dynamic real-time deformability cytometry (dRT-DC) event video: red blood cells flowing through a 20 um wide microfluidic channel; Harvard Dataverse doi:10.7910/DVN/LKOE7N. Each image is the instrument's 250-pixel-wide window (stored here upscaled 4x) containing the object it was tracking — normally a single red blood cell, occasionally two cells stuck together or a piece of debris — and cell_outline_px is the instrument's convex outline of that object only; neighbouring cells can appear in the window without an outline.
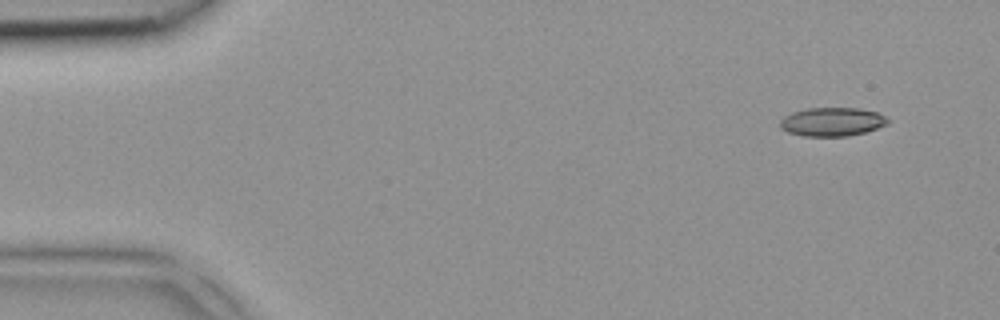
{"species": "common noctule bat (a hibernating species)", "species_latin": "Nyctalus noctula", "temperature_condition": "room temperature", "stored_images_in_passage": 4, "camera_frame_rate_fps": 3000, "um_per_image_px": 0.085, "animal": {"sex": "female", "body_mass_g": 18.4}, "frame": {"image": 1, "passage_image": 1, "time_ms": 0.0, "image_size_px": [1000, 320], "cell_outline_px": [[888, 124], [864, 132], [848, 136], [804, 136], [788, 132], [780, 128], [780, 120], [784, 116], [792, 112], [808, 108], [860, 108], [880, 112], [888, 120]], "centroid_in_image_um": [70.73, 10.34], "position_along_channel_um": 14.3, "area_um2": 18.03}}
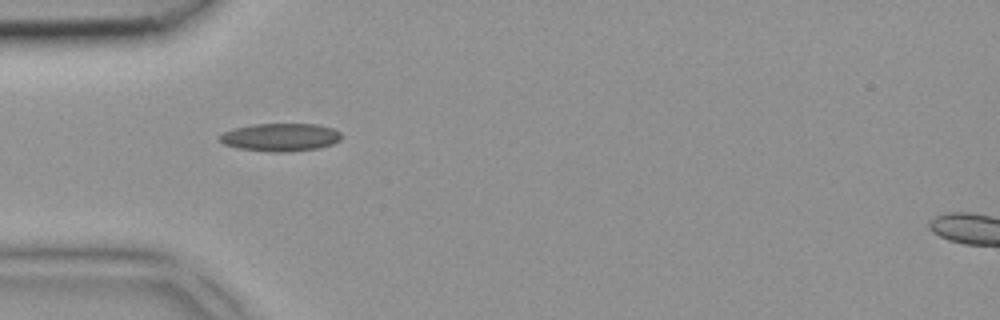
{"frame": {"image": 2, "passage_image": 4, "time_ms": 1.0, "image_size_px": [1000, 320], "cell_outline_px": [[344, 136], [340, 140], [332, 144], [316, 148], [284, 152], [272, 152], [240, 148], [224, 144], [220, 140], [220, 136], [224, 132], [236, 128], [256, 124], [316, 124], [332, 128], [340, 132]], "centroid_in_image_um": [23.89, 11.66], "position_along_channel_um": 61.1, "area_um2": 19.54}}